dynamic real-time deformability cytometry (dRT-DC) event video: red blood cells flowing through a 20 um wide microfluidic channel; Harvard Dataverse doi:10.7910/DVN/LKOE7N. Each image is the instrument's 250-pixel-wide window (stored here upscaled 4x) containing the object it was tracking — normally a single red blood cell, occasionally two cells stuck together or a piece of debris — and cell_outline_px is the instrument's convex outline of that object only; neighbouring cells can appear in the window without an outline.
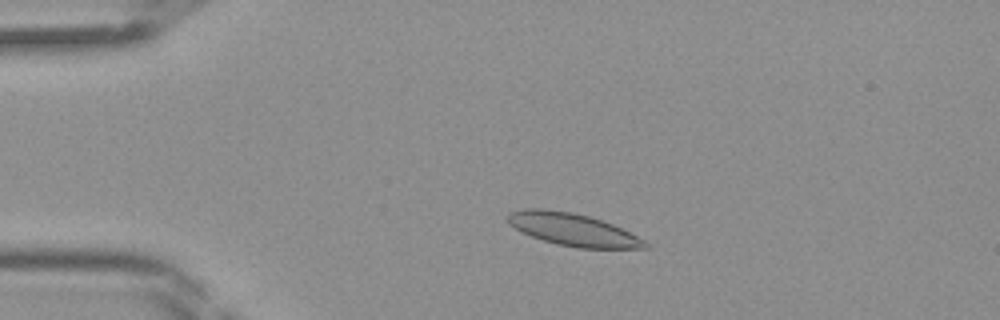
{"species": "Egyptian fruit bat (a non-hibernating species)", "species_latin": "Rousettus aegyptiacus", "temperature_condition": "room temperature", "stored_images_in_passage": 41, "camera_frame_rate_fps": 3000, "um_per_image_px": 0.085, "frame": {"image": 1, "passage_image": 7, "time_ms": 2.0, "image_size_px": [1000, 320], "cell_outline_px": [[652, 248], [576, 248], [556, 244], [520, 232], [508, 224], [508, 212], [524, 208], [540, 208], [572, 212], [588, 216], [612, 224], [644, 240]], "centroid_in_image_um": [48.64, 19.51], "position_along_channel_um": 36.4, "area_um2": 25.89}}
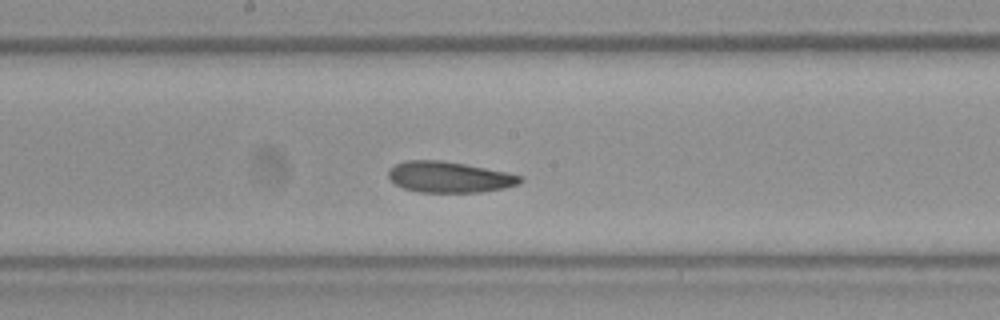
{"frame": {"image": 2, "passage_image": 21, "time_ms": 6.667, "image_size_px": [1000, 320], "cell_outline_px": [[524, 180], [516, 184], [504, 188], [480, 192], [420, 192], [404, 188], [396, 184], [388, 176], [388, 172], [396, 164], [404, 160], [440, 160], [464, 164], [524, 176]], "centroid_in_image_um": [38.19, 15.05], "position_along_channel_um": 210.0, "area_um2": 23.47}}
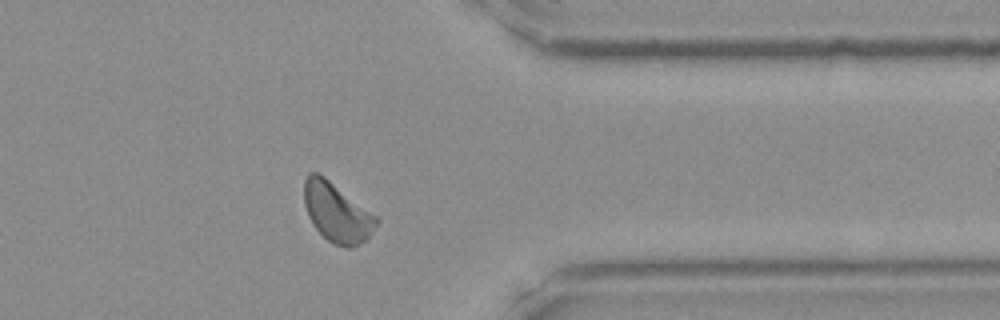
{"frame": {"image": 3, "passage_image": 33, "time_ms": 10.667, "image_size_px": [1000, 320], "cell_outline_px": [[380, 220], [368, 236], [360, 244], [352, 248], [348, 248], [332, 244], [312, 224], [308, 216], [304, 204], [304, 180], [308, 172], [316, 172], [324, 176], [376, 216]], "centroid_in_image_um": [28.6, 18.06], "position_along_channel_um": 382.8, "area_um2": 24.68}}